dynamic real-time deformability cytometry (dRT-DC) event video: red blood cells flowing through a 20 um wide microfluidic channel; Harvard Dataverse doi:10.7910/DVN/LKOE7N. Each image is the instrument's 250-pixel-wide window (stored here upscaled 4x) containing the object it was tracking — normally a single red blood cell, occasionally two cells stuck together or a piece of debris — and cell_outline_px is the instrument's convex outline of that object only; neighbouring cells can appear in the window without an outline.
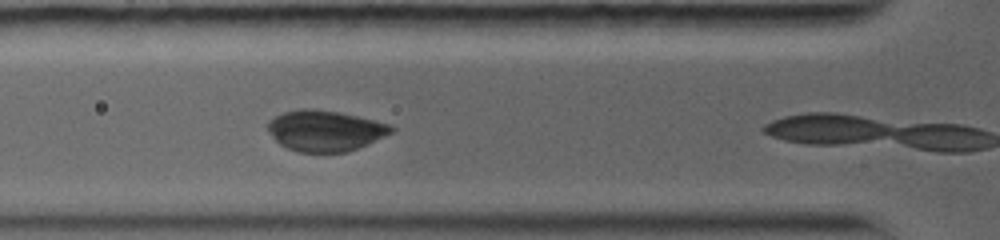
{"species": "common noctule bat (a hibernating species)", "species_latin": "Nyctalus noctula", "temperature_condition": "warm", "stored_images_in_passage": 12, "camera_frame_rate_fps": 5000, "um_per_image_px": 0.085, "animal": {"sex": "female", "body_mass_g": 19.0, "forearm_length_mm": 56.7}, "frame": {"image": 1, "passage_image": 7, "time_ms": 2.0, "image_size_px": [1000, 240], "cell_outline_px": [[396, 128], [392, 132], [356, 148], [344, 152], [300, 152], [288, 148], [280, 144], [272, 136], [268, 128], [268, 120], [284, 112], [300, 108], [312, 108], [340, 112], [388, 124]], "centroid_in_image_um": [27.59, 11.09], "position_along_channel_um": 98.2, "area_um2": 28.9}}